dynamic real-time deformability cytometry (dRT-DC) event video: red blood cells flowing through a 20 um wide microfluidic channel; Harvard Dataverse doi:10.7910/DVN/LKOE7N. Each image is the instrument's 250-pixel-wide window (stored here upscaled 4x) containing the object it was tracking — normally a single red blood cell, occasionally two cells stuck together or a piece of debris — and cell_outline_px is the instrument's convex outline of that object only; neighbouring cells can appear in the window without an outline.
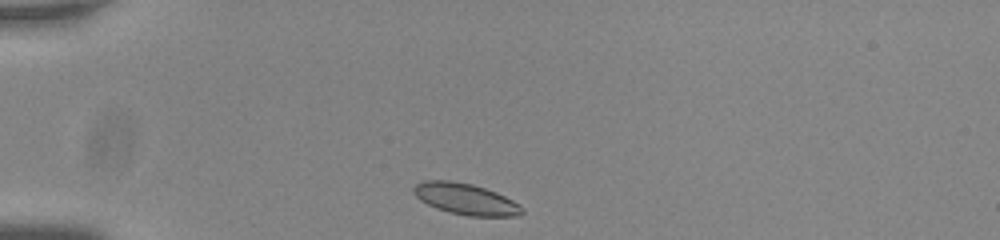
{"species": "common noctule bat (a hibernating species)", "species_latin": "Nyctalus noctula", "temperature_condition": "room temperature", "stored_images_in_passage": 36, "camera_frame_rate_fps": 3000, "um_per_image_px": 0.085, "animal": {"sex": "male", "body_mass_g": 20.0, "forearm_length_mm": 53.3}, "frame": {"image": 1, "passage_image": 1, "time_ms": 0.0, "image_size_px": [1000, 240], "cell_outline_px": [[524, 212], [520, 216], [468, 216], [448, 212], [436, 208], [420, 200], [412, 192], [412, 188], [416, 184], [424, 180], [448, 180], [472, 184], [496, 192], [520, 204], [524, 208]], "centroid_in_image_um": [39.58, 16.92], "position_along_channel_um": 45.4, "area_um2": 19.83}}
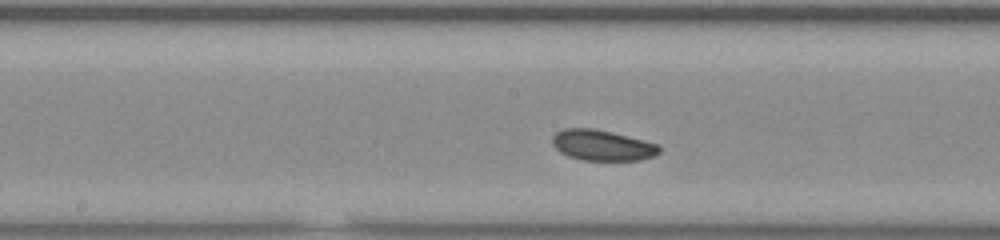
{"frame": {"image": 2, "passage_image": 16, "time_ms": 5.0, "image_size_px": [1000, 240], "cell_outline_px": [[660, 152], [652, 156], [640, 160], [580, 160], [568, 156], [560, 152], [552, 144], [552, 136], [556, 132], [564, 128], [592, 128], [612, 132], [660, 144]], "centroid_in_image_um": [51.18, 12.34], "position_along_channel_um": 197.0, "area_um2": 19.19}}
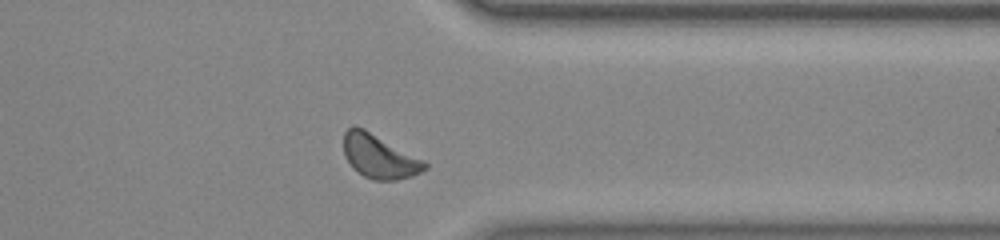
{"frame": {"image": 3, "passage_image": 31, "time_ms": 10.0, "image_size_px": [1000, 240], "cell_outline_px": [[428, 168], [412, 176], [396, 180], [372, 180], [364, 176], [352, 168], [344, 156], [344, 132], [352, 124], [356, 124], [364, 128], [424, 160], [428, 164]], "centroid_in_image_um": [32.22, 13.28], "position_along_channel_um": 379.2, "area_um2": 20.87}, "authors_computed_cell_mechanics": {"area_um2": 19.2474, "velocity_mm_per_s": 3.6977, "shape_relaxation_time_tau1_ms": 6.481, "shape_relaxation_time_tau2_ms": null, "deformation_change_tau1": 0.0877, "deformation_change_tau2": null}}